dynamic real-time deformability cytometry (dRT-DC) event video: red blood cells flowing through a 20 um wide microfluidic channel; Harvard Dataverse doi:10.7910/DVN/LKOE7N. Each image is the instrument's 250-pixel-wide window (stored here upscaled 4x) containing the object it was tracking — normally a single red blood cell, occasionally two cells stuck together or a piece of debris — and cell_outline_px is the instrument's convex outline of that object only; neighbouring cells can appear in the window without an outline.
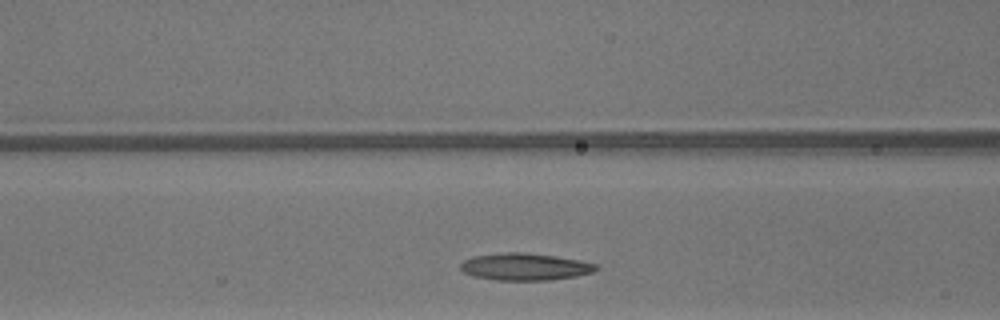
{"species": "common noctule bat (a hibernating species)", "species_latin": "Nyctalus noctula", "temperature_condition": "warm", "stored_images_in_passage": 24, "camera_frame_rate_fps": 3000, "um_per_image_px": 0.085, "animal": {"sex": "male", "body_mass_g": 13.3}, "frame": {"image": 1, "passage_image": 7, "time_ms": 2.0, "image_size_px": [1000, 320], "cell_outline_px": [[600, 268], [592, 272], [576, 276], [548, 280], [496, 280], [472, 276], [464, 272], [460, 268], [460, 264], [464, 260], [472, 256], [500, 252], [520, 252], [556, 256], [580, 260], [596, 264]], "centroid_in_image_um": [44.6, 22.67], "position_along_channel_um": 122.0, "area_um2": 21.5}}
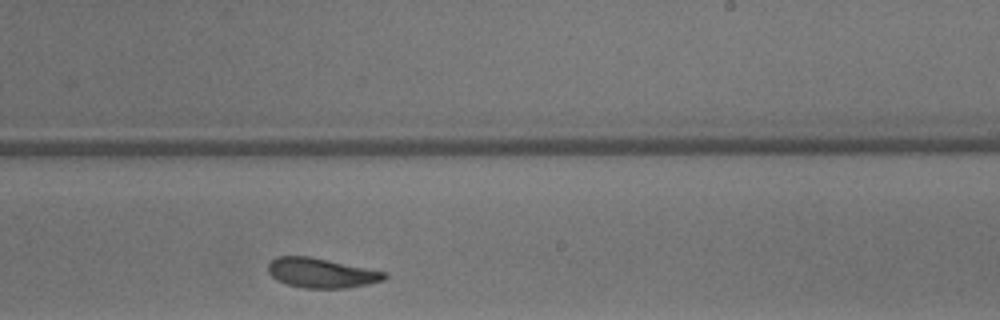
{"frame": {"image": 2, "passage_image": 17, "time_ms": 5.333, "image_size_px": [1000, 320], "cell_outline_px": [[388, 276], [384, 280], [368, 284], [348, 288], [304, 288], [288, 284], [276, 280], [268, 272], [268, 264], [276, 256], [312, 256], [388, 272]], "centroid_in_image_um": [27.35, 23.19], "position_along_channel_um": 261.7, "area_um2": 20.4}}
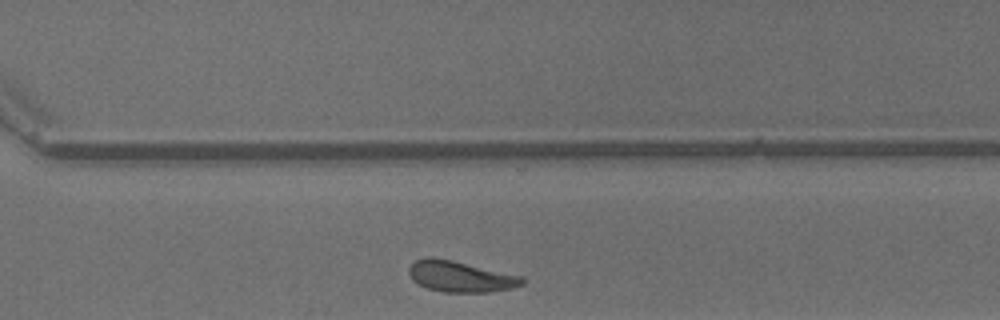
{"frame": {"image": 3, "passage_image": 22, "time_ms": 7.0, "image_size_px": [1000, 320], "cell_outline_px": [[524, 284], [512, 288], [488, 292], [440, 292], [428, 288], [412, 280], [408, 272], [408, 268], [416, 260], [424, 256], [432, 256], [452, 260], [524, 276]], "centroid_in_image_um": [39.13, 23.49], "position_along_channel_um": 331.5, "area_um2": 20.63}}